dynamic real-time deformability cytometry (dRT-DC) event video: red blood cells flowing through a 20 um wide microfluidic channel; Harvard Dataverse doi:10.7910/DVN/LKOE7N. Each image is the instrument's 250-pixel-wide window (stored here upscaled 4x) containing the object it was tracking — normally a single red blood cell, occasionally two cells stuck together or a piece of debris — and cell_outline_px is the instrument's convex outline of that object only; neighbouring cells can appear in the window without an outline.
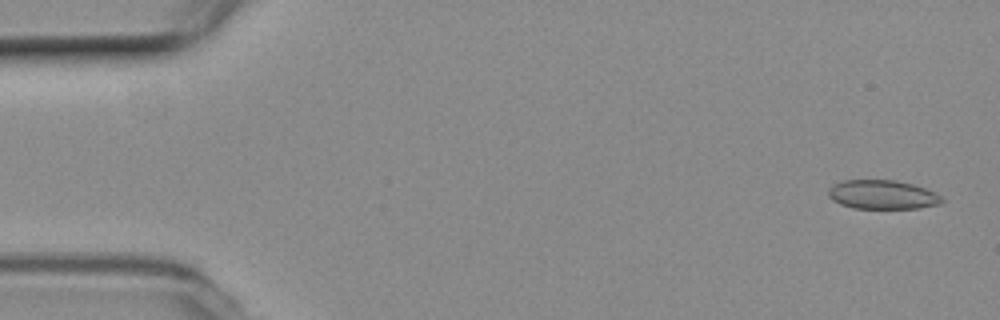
{"species": "common noctule bat (a hibernating species)", "species_latin": "Nyctalus noctula", "temperature_condition": "room temperature", "stored_images_in_passage": 30, "camera_frame_rate_fps": 3000, "um_per_image_px": 0.085, "animal": {"sex": "female", "body_mass_g": 19.3, "forearm_length_mm": 54.1}, "frame": {"image": 1, "passage_image": 2, "time_ms": 0.333, "image_size_px": [1000, 320], "cell_outline_px": [[944, 200], [940, 204], [920, 208], [852, 208], [840, 204], [832, 200], [828, 196], [828, 188], [832, 184], [844, 180], [896, 180], [912, 184], [936, 192]], "centroid_in_image_um": [74.98, 16.54], "position_along_channel_um": 10.0, "area_um2": 19.31}}
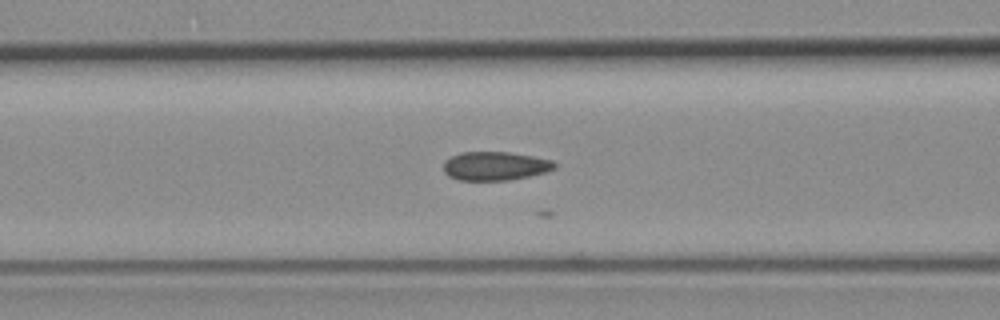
{"frame": {"image": 2, "passage_image": 21, "time_ms": 6.667, "image_size_px": [1000, 320], "cell_outline_px": [[556, 168], [544, 172], [528, 176], [508, 180], [460, 180], [448, 176], [444, 172], [444, 160], [460, 152], [508, 152], [532, 156], [552, 160], [556, 164]], "centroid_in_image_um": [42.06, 14.1], "position_along_channel_um": 124.5, "area_um2": 18.5}}
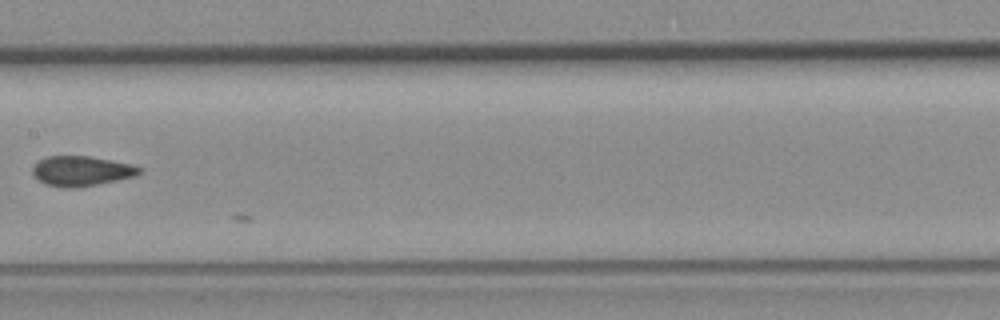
{"frame": {"image": 3, "passage_image": 27, "time_ms": 8.667, "image_size_px": [1000, 320], "cell_outline_px": [[144, 168], [136, 176], [76, 188], [72, 188], [44, 184], [32, 172], [32, 168], [40, 160], [48, 156], [88, 156], [132, 164]], "centroid_in_image_um": [6.95, 14.53], "position_along_channel_um": 200.4, "area_um2": 18.38}}